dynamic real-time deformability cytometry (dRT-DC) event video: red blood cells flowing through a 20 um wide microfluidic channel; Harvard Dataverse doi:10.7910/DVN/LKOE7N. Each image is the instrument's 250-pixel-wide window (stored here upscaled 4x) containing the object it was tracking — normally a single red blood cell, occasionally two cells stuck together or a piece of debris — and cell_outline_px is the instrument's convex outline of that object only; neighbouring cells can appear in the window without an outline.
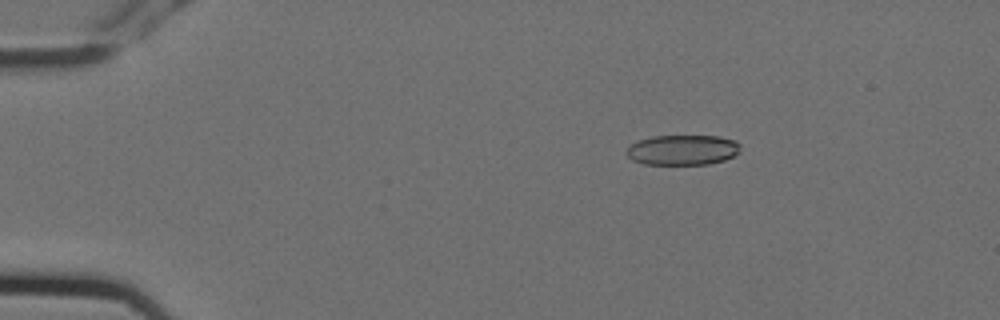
{"species": "Egyptian fruit bat (a non-hibernating species)", "species_latin": "Rousettus aegyptiacus", "temperature_condition": "cold", "stored_images_in_passage": 6, "camera_frame_rate_fps": 3000, "um_per_image_px": 0.085, "animal": {"sex": "female"}, "frame": {"image": 1, "passage_image": 3, "time_ms": 0.667, "image_size_px": [1000, 320], "cell_outline_px": [[740, 152], [724, 160], [708, 164], [644, 164], [632, 160], [624, 152], [632, 144], [640, 140], [652, 136], [720, 136], [736, 140], [740, 144]], "centroid_in_image_um": [58.04, 12.74], "position_along_channel_um": 27.0, "area_um2": 20.06}}
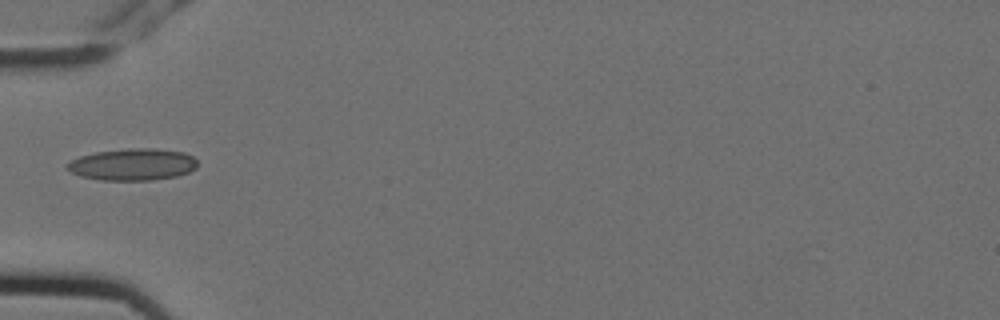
{"frame": {"image": 2, "passage_image": 6, "time_ms": 1.667, "image_size_px": [1000, 320], "cell_outline_px": [[196, 168], [188, 172], [176, 176], [152, 180], [100, 180], [80, 176], [72, 172], [68, 168], [68, 164], [72, 160], [80, 156], [96, 152], [128, 148], [156, 148], [184, 152], [192, 156], [196, 160]], "centroid_in_image_um": [11.3, 13.97], "position_along_channel_um": 73.7, "area_um2": 24.04}}